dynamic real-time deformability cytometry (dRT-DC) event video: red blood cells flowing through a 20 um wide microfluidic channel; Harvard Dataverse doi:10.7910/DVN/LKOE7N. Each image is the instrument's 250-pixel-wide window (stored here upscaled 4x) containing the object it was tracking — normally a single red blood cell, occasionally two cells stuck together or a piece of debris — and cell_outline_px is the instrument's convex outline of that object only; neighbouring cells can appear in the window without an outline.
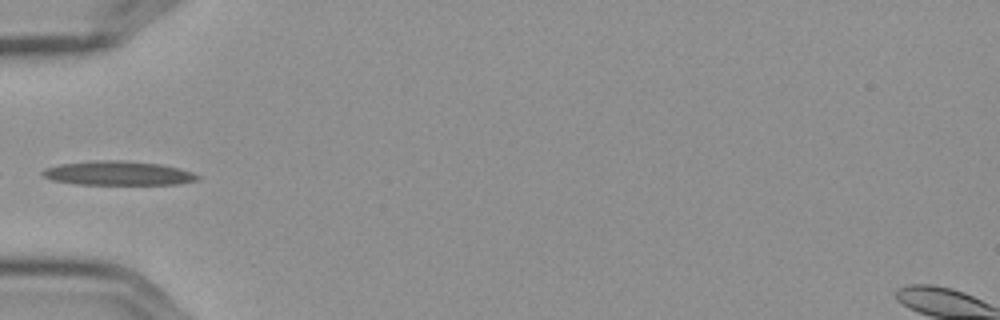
{"species": "Egyptian fruit bat (a non-hibernating species)", "species_latin": "Rousettus aegyptiacus", "temperature_condition": "cold", "stored_images_in_passage": 7, "camera_frame_rate_fps": 3000, "um_per_image_px": 0.085, "frame": {"image": 1, "passage_image": 4, "time_ms": 1.0, "image_size_px": [1000, 320], "cell_outline_px": [[200, 180], [180, 184], [76, 184], [52, 180], [44, 176], [40, 172], [44, 168], [60, 164], [96, 160], [120, 160], [160, 164], [180, 168], [192, 172], [200, 176]], "centroid_in_image_um": [10.06, 14.72], "position_along_channel_um": 74.9, "area_um2": 21.85}}
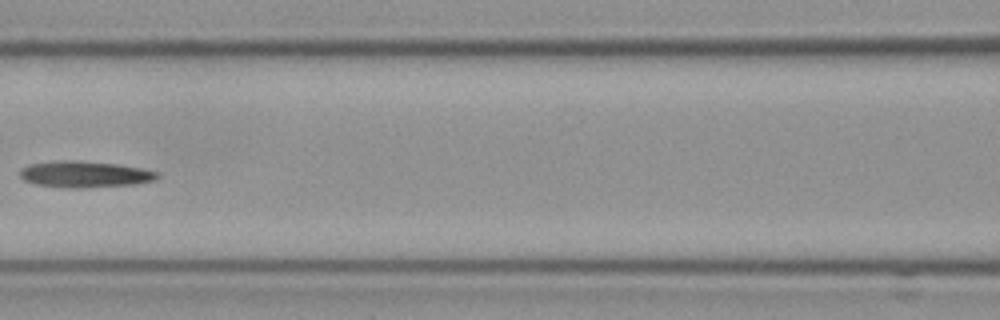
{"frame": {"image": 2, "passage_image": 6, "time_ms": 1.667, "image_size_px": [1000, 320], "cell_outline_px": [[160, 176], [156, 180], [140, 184], [76, 188], [36, 184], [24, 180], [20, 176], [20, 168], [28, 164], [64, 160], [76, 160], [116, 164], [140, 168], [156, 172]], "centroid_in_image_um": [7.22, 14.81], "position_along_channel_um": 159.4, "area_um2": 20.98}}
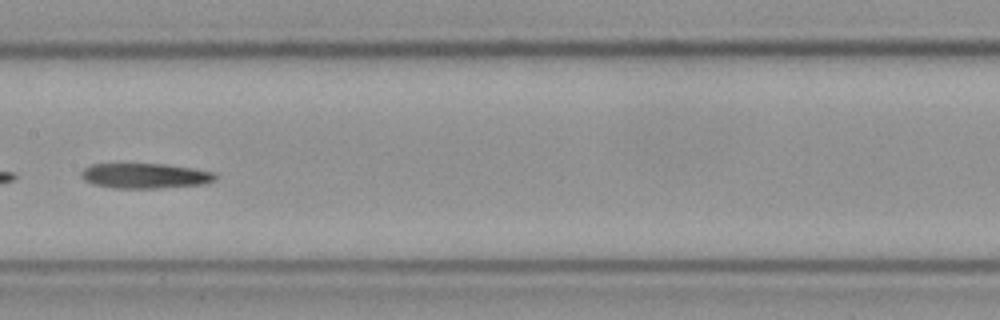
{"frame": {"image": 3, "passage_image": 7, "time_ms": 2.0, "image_size_px": [1000, 320], "cell_outline_px": [[216, 180], [204, 184], [160, 188], [112, 188], [92, 184], [84, 180], [80, 176], [80, 172], [84, 168], [92, 164], [164, 164], [192, 168], [216, 172]], "centroid_in_image_um": [12.32, 14.95], "position_along_channel_um": 195.1, "area_um2": 19.77}}